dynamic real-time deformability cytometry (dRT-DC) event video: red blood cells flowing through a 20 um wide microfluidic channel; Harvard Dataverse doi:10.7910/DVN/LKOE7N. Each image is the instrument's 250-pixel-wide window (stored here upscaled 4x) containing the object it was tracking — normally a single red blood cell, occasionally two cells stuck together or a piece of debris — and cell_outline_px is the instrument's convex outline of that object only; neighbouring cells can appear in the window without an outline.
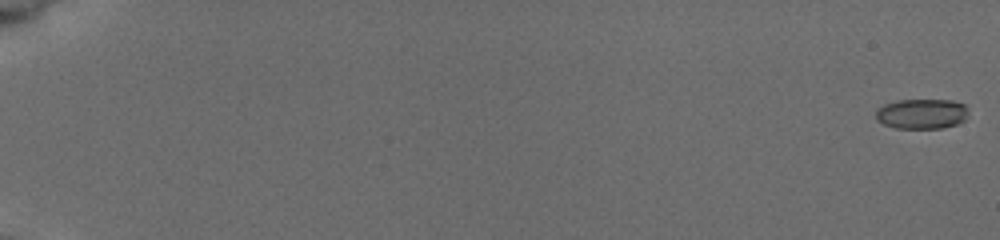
{"species": "common noctule bat (a hibernating species)", "species_latin": "Nyctalus noctula", "temperature_condition": "cold", "stored_images_in_passage": 34, "camera_frame_rate_fps": 3000, "um_per_image_px": 0.085, "animal": {"sex": "female", "body_mass_g": 19.5, "forearm_length_mm": 54.1}, "frame": {"image": 1, "passage_image": 1, "time_ms": 0.0, "image_size_px": [1000, 240], "cell_outline_px": [[968, 112], [964, 120], [956, 124], [940, 128], [896, 128], [884, 124], [876, 120], [876, 108], [884, 104], [896, 100], [952, 100], [964, 104]], "centroid_in_image_um": [78.31, 9.66], "position_along_channel_um": 6.7, "area_um2": 16.24}}
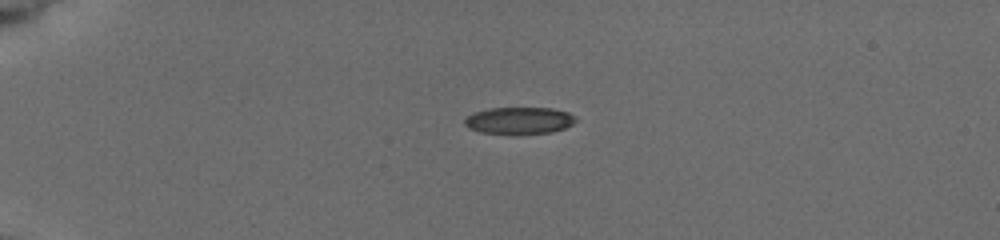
{"frame": {"image": 2, "passage_image": 24, "time_ms": 5.0, "image_size_px": [1000, 240], "cell_outline_px": [[576, 120], [572, 124], [564, 128], [552, 132], [480, 132], [468, 128], [464, 124], [464, 120], [472, 112], [488, 108], [552, 108], [568, 112], [576, 116]], "centroid_in_image_um": [44.12, 10.21], "position_along_channel_um": 40.9, "area_um2": 16.99}}